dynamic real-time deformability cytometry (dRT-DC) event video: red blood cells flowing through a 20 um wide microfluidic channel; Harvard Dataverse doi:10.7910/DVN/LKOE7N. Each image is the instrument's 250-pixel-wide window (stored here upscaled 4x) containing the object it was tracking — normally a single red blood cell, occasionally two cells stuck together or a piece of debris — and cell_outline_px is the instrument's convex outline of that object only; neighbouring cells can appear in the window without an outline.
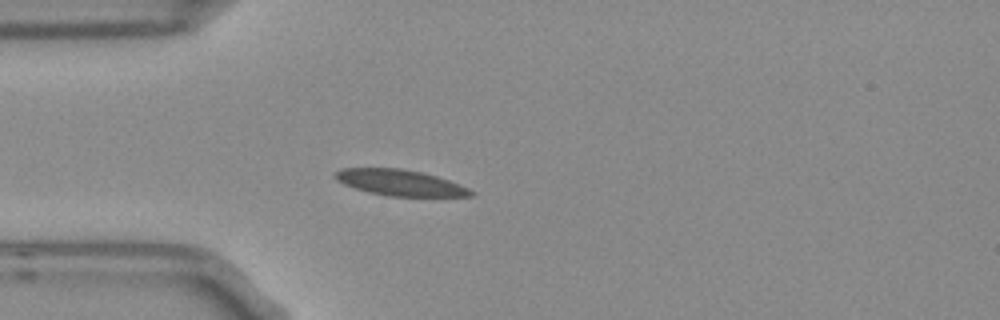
{"species": "Egyptian fruit bat (a non-hibernating species)", "species_latin": "Rousettus aegyptiacus", "temperature_condition": "room temperature", "stored_images_in_passage": 1, "camera_frame_rate_fps": 3000, "um_per_image_px": 0.085, "frame": {"image": 1, "passage_image": 1, "time_ms": 0.0, "image_size_px": [1000, 320], "cell_outline_px": [[476, 196], [388, 196], [368, 192], [344, 184], [336, 180], [332, 176], [340, 168], [400, 168], [420, 172], [436, 176], [460, 184], [476, 192]], "centroid_in_image_um": [34.0, 15.53], "position_along_channel_um": 51.0, "area_um2": 20.52}}